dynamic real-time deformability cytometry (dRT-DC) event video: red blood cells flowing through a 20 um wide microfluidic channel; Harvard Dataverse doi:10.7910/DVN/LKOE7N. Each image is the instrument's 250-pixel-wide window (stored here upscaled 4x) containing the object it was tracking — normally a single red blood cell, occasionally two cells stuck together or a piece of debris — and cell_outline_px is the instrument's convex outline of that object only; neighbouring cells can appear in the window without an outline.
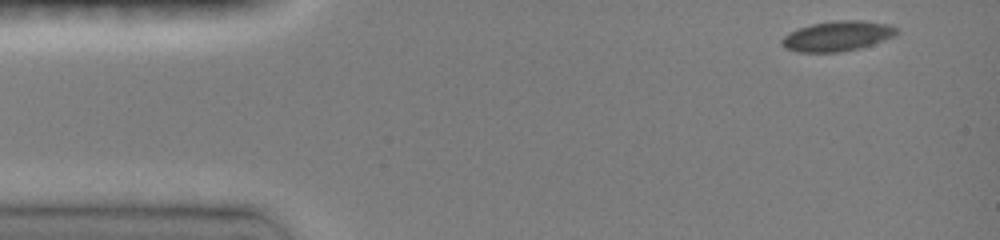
{"species": "common noctule bat (a hibernating species)", "species_latin": "Nyctalus noctula", "temperature_condition": "room temperature", "stored_images_in_passage": 16, "camera_frame_rate_fps": 3000, "um_per_image_px": 0.085, "animal": {"sex": "female", "body_mass_g": 19.0, "forearm_length_mm": 51.5}, "frame": {"image": 1, "passage_image": 1, "time_ms": 0.0, "image_size_px": [1000, 240], "cell_outline_px": [[900, 32], [884, 40], [860, 48], [840, 52], [796, 52], [784, 48], [780, 40], [788, 32], [812, 24], [836, 20], [864, 20], [888, 24], [896, 28]], "centroid_in_image_um": [71.16, 3.06], "position_along_channel_um": 13.8, "area_um2": 20.17}}
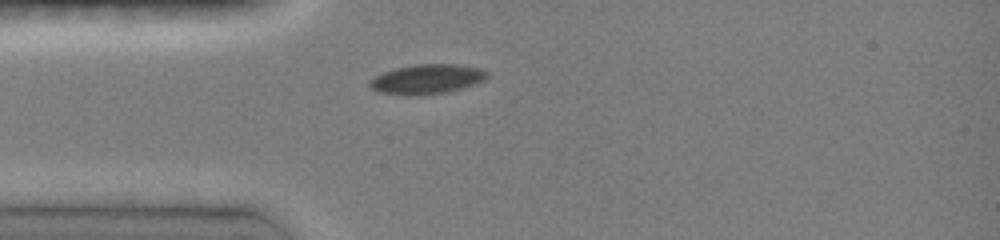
{"frame": {"image": 2, "passage_image": 9, "time_ms": 3.0, "image_size_px": [1000, 240], "cell_outline_px": [[488, 76], [484, 80], [448, 92], [416, 96], [408, 96], [380, 92], [372, 88], [368, 84], [368, 80], [384, 72], [396, 68], [416, 64], [456, 64], [480, 68], [488, 72]], "centroid_in_image_um": [36.27, 6.73], "position_along_channel_um": 48.7, "area_um2": 20.23}}
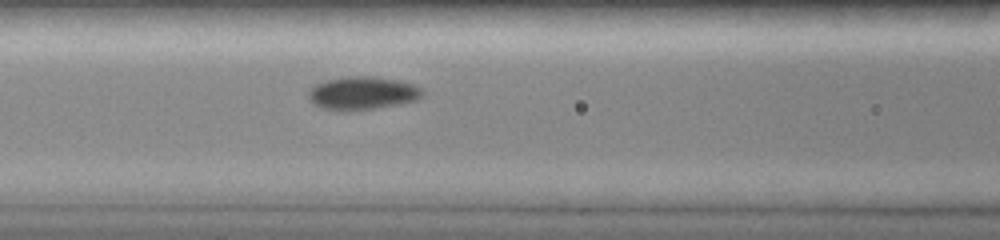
{"frame": {"image": 3, "passage_image": 16, "time_ms": 5.333, "image_size_px": [1000, 240], "cell_outline_px": [[424, 96], [416, 100], [396, 104], [348, 112], [344, 112], [320, 108], [312, 104], [308, 96], [308, 92], [316, 84], [328, 80], [348, 76], [368, 76], [400, 80], [412, 84], [420, 88], [424, 92]], "centroid_in_image_um": [30.78, 7.93], "position_along_channel_um": 135.8, "area_um2": 22.02}}